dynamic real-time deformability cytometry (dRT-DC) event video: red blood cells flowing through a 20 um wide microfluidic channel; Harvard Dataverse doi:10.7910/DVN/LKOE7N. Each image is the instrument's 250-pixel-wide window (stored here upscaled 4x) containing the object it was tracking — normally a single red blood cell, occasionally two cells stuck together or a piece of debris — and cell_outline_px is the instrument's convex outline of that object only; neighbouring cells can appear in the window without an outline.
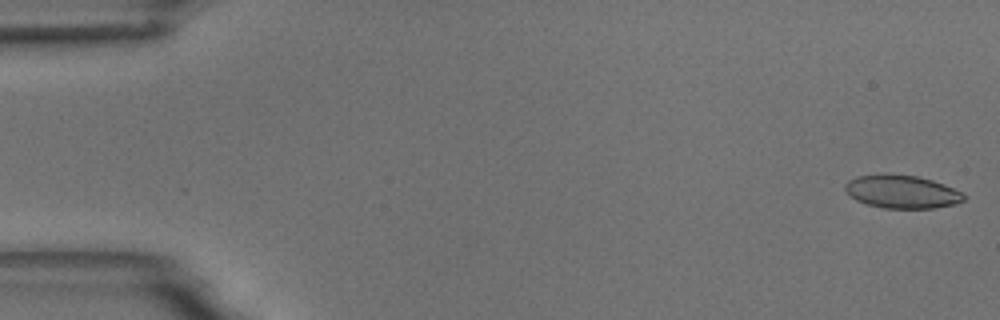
{"species": "common noctule bat (a hibernating species)", "species_latin": "Nyctalus noctula", "temperature_condition": "room temperature", "stored_images_in_passage": 55, "camera_frame_rate_fps": 3000, "um_per_image_px": 0.085, "animal": {"sex": "male", "body_mass_g": 18.8}, "frame": {"image": 1, "passage_image": 1, "time_ms": 0.0, "image_size_px": [1000, 320], "cell_outline_px": [[964, 200], [956, 204], [932, 208], [884, 208], [868, 204], [856, 200], [844, 188], [844, 184], [848, 180], [856, 176], [916, 176], [932, 180], [944, 184], [960, 192], [964, 196]], "centroid_in_image_um": [76.67, 16.32], "position_along_channel_um": 8.3, "area_um2": 22.14}}
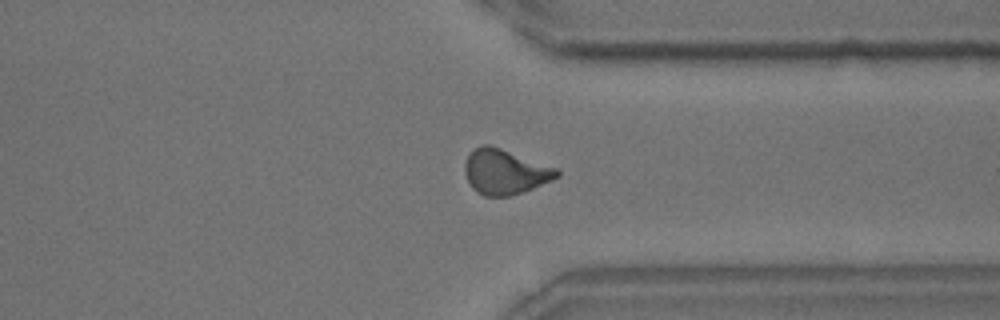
{"frame": {"image": 2, "passage_image": 42, "time_ms": 13.667, "image_size_px": [1000, 320], "cell_outline_px": [[560, 176], [552, 180], [532, 188], [508, 196], [484, 196], [476, 192], [472, 188], [464, 172], [464, 164], [468, 156], [480, 144], [488, 144], [560, 168]], "centroid_in_image_um": [42.94, 14.59], "position_along_channel_um": 368.5, "area_um2": 24.16}}
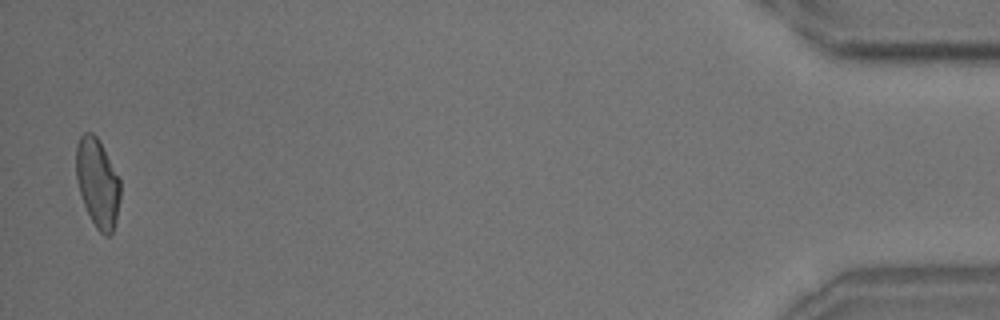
{"frame": {"image": 3, "passage_image": 54, "time_ms": 17.667, "image_size_px": [1000, 320], "cell_outline_px": [[120, 196], [116, 220], [112, 232], [108, 236], [104, 236], [96, 228], [84, 204], [76, 180], [76, 144], [80, 136], [84, 132], [92, 132], [96, 136], [120, 180]], "centroid_in_image_um": [8.28, 15.55], "position_along_channel_um": 426.9, "area_um2": 22.54}, "authors_computed_cell_mechanics": {"area_um2": 23.3512, "velocity_mm_per_s": 3.6724, "shape_relaxation_time_tau1_ms": 7.913, "shape_relaxation_time_tau2_ms": 1.558, "deformation_change_tau1": 0.1932, "deformation_change_tau2": 0.0788}}